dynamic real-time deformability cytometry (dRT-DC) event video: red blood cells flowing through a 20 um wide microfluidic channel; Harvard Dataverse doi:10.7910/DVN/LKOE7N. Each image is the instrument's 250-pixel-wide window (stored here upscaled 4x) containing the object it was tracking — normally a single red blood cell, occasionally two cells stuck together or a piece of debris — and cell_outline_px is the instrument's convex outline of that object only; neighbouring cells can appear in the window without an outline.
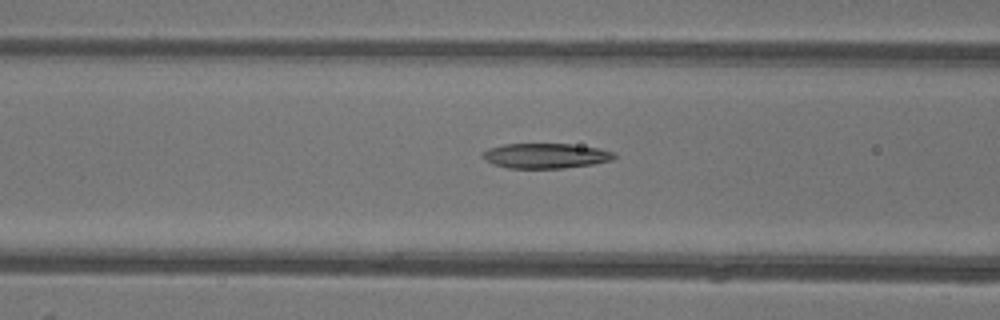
{"species": "common noctule bat (a hibernating species)", "species_latin": "Nyctalus noctula", "temperature_condition": "warm", "stored_images_in_passage": 8, "camera_frame_rate_fps": 3000, "um_per_image_px": 0.085, "animal": {"sex": "female"}, "frame": {"image": 1, "passage_image": 6, "time_ms": 1.667, "image_size_px": [1000, 320], "cell_outline_px": [[616, 156], [612, 160], [592, 164], [564, 168], [508, 168], [484, 160], [480, 156], [488, 148], [504, 144], [572, 144], [596, 148], [612, 152]], "centroid_in_image_um": [46.34, 13.24], "position_along_channel_um": 120.3, "area_um2": 19.02}}